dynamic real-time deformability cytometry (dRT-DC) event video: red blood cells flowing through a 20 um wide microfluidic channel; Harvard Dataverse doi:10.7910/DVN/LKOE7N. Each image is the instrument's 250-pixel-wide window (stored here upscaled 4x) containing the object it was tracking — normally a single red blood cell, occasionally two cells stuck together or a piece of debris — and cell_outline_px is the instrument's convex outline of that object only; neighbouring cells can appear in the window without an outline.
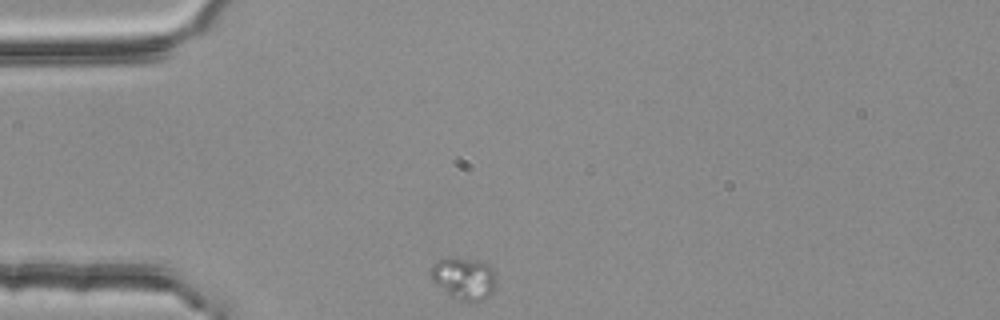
{"species": "common noctule bat (a hibernating species)", "species_latin": "Nyctalus noctula", "temperature_condition": "room temperature", "stored_images_in_passage": 33, "camera_frame_rate_fps": 3000, "um_per_image_px": 0.085, "animal": {"sex": "female", "body_mass_g": 25.1}, "frame": {"image": 1, "passage_image": 1, "time_ms": 0.0, "image_size_px": [1000, 320], "cell_outline_px": [[496, 288], [488, 296], [480, 300], [452, 300], [428, 276], [428, 272], [432, 264], [436, 260], [456, 256], [492, 264], [496, 276]], "centroid_in_image_um": [39.41, 23.64], "position_along_channel_um": 45.6, "area_um2": 16.7}}